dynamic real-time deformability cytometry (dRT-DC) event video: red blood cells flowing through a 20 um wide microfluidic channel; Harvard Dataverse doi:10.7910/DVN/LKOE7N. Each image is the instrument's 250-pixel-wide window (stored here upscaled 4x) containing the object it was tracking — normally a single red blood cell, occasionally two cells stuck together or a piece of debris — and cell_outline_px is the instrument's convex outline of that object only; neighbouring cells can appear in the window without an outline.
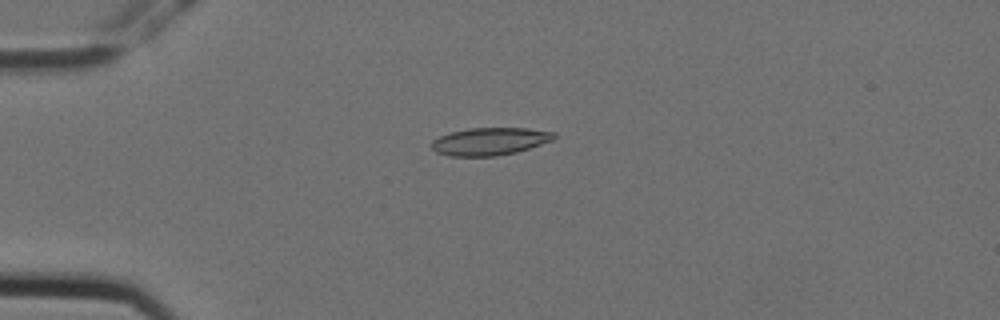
{"species": "Egyptian fruit bat (a non-hibernating species)", "species_latin": "Rousettus aegyptiacus", "temperature_condition": "cold", "stored_images_in_passage": 6, "camera_frame_rate_fps": 3000, "um_per_image_px": 0.085, "animal": {"sex": "female"}, "frame": {"image": 1, "passage_image": 2, "time_ms": 0.333, "image_size_px": [1000, 320], "cell_outline_px": [[556, 136], [552, 140], [516, 152], [496, 156], [448, 156], [436, 152], [432, 148], [432, 140], [440, 136], [452, 132], [468, 128], [528, 128], [556, 132]], "centroid_in_image_um": [41.63, 12.01], "position_along_channel_um": 43.4, "area_um2": 19.59}}
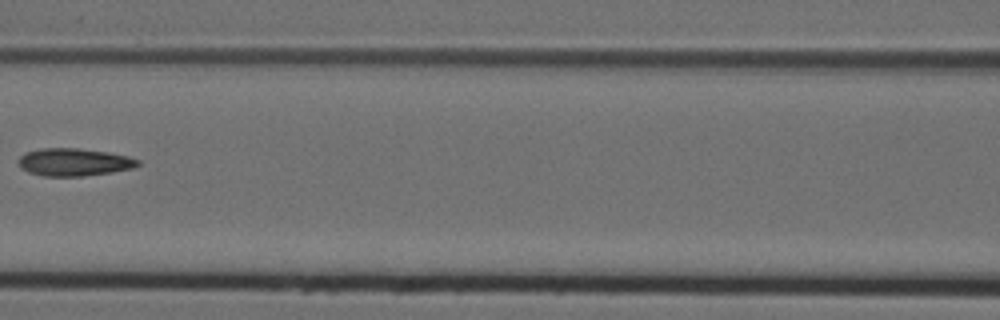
{"frame": {"image": 2, "passage_image": 5, "time_ms": 1.333, "image_size_px": [1000, 320], "cell_outline_px": [[140, 164], [132, 168], [112, 172], [80, 176], [44, 176], [28, 172], [20, 168], [16, 160], [24, 152], [40, 148], [80, 148], [108, 152], [128, 156], [140, 160]], "centroid_in_image_um": [6.24, 13.77], "position_along_channel_um": 160.4, "area_um2": 19.42}}
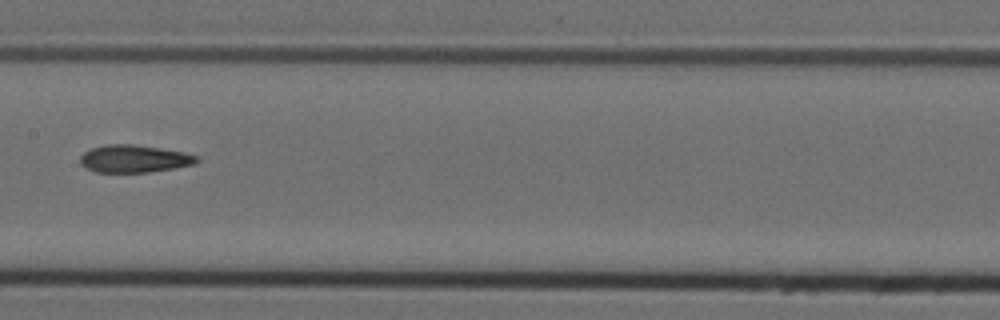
{"frame": {"image": 3, "passage_image": 6, "time_ms": 1.667, "image_size_px": [1000, 320], "cell_outline_px": [[200, 160], [196, 164], [176, 168], [148, 172], [96, 172], [84, 168], [80, 164], [80, 156], [84, 152], [92, 148], [104, 144], [136, 144], [184, 152], [200, 156]], "centroid_in_image_um": [11.42, 13.49], "position_along_channel_um": 196.0, "area_um2": 19.02}}